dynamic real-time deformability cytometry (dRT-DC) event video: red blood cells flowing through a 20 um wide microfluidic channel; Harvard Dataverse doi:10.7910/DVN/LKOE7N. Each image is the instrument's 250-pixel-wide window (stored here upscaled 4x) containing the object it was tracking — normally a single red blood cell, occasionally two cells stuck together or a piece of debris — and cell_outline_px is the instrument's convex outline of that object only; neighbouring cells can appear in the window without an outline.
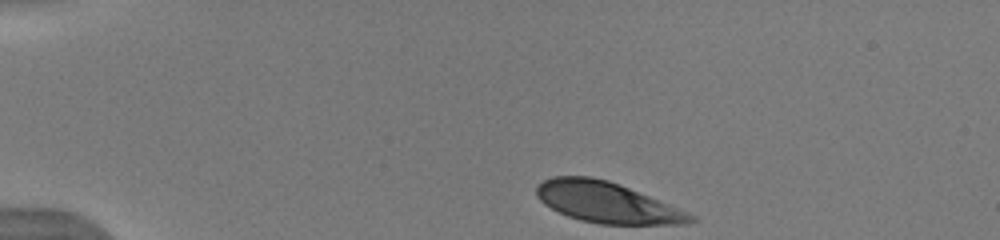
{"species": "human", "species_latin": "Homo sapiens", "temperature_condition": "warm", "stored_images_in_passage": 43, "camera_frame_rate_fps": 3000, "um_per_image_px": 0.085, "donor": {"sex": "male"}, "frame": {"image": 1, "passage_image": 1, "time_ms": 0.0, "image_size_px": [1000, 240], "cell_outline_px": [[696, 220], [684, 224], [600, 224], [580, 220], [568, 216], [544, 204], [536, 196], [536, 184], [552, 176], [592, 176], [608, 180], [648, 196], [696, 216]], "centroid_in_image_um": [51.52, 17.2], "position_along_channel_um": 33.5, "area_um2": 36.13}}
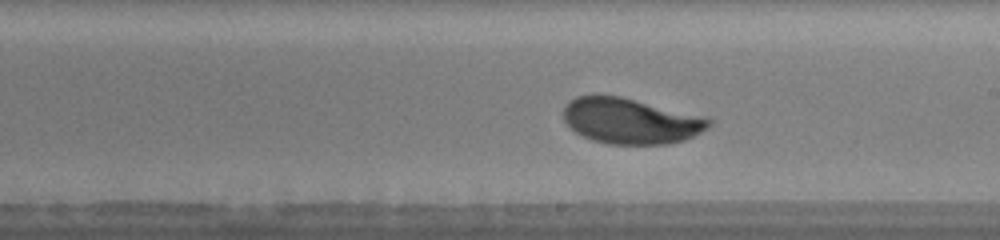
{"frame": {"image": 2, "passage_image": 22, "time_ms": 7.0, "image_size_px": [1000, 240], "cell_outline_px": [[712, 124], [708, 128], [684, 140], [668, 144], [608, 144], [592, 140], [576, 132], [564, 120], [564, 108], [576, 96], [620, 96], [708, 116], [712, 120]], "centroid_in_image_um": [53.68, 10.28], "position_along_channel_um": 235.3, "area_um2": 38.61}}
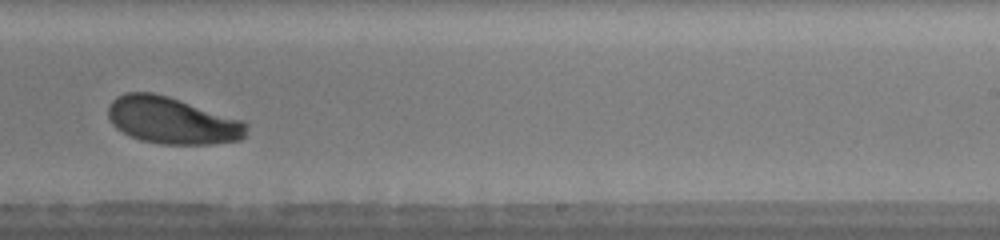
{"frame": {"image": 3, "passage_image": 25, "time_ms": 8.0, "image_size_px": [1000, 240], "cell_outline_px": [[248, 124], [244, 136], [240, 140], [212, 144], [160, 144], [140, 140], [116, 128], [112, 124], [108, 116], [108, 108], [112, 100], [116, 96], [124, 92], [152, 92], [168, 96], [244, 120]], "centroid_in_image_um": [14.63, 10.24], "position_along_channel_um": 274.4, "area_um2": 37.86}, "authors_computed_cell_mechanics": {"area_um2": 38.6682, "velocity_mm_per_s": 3.9177, "shape_relaxation_time_tau1_ms": 2.8769, "shape_relaxation_time_tau2_ms": null, "deformation_change_tau1": 0.1484, "deformation_change_tau2": null}}